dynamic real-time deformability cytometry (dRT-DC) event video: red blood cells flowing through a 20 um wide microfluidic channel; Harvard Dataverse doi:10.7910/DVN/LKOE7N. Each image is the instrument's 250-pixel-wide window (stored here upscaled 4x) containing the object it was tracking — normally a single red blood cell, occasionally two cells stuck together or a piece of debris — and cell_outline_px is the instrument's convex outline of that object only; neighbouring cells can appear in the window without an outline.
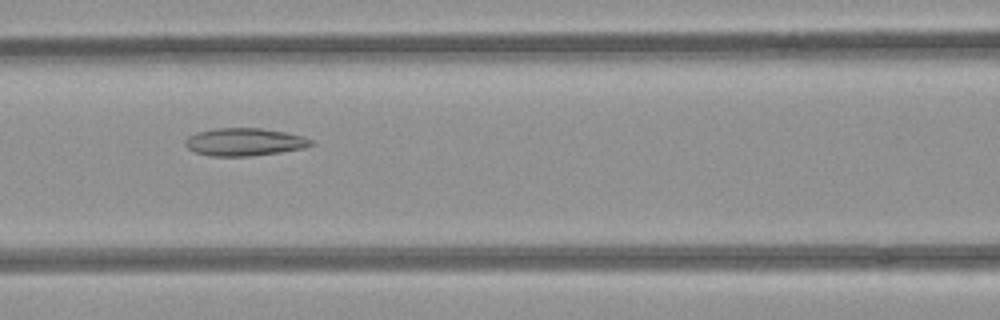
{"species": "common noctule bat (a hibernating species)", "species_latin": "Nyctalus noctula", "temperature_condition": "room temperature", "stored_images_in_passage": 42, "camera_frame_rate_fps": 3000, "um_per_image_px": 0.085, "animal": {"sex": "female", "body_mass_g": 21.9}, "frame": {"image": 1, "passage_image": 19, "time_ms": 6.0, "image_size_px": [1000, 320], "cell_outline_px": [[316, 144], [304, 148], [280, 152], [248, 156], [208, 156], [196, 152], [188, 148], [184, 144], [184, 140], [188, 136], [196, 132], [216, 128], [260, 128], [284, 132], [304, 136], [312, 140]], "centroid_in_image_um": [20.77, 12.06], "position_along_channel_um": 145.8, "area_um2": 20.4}}
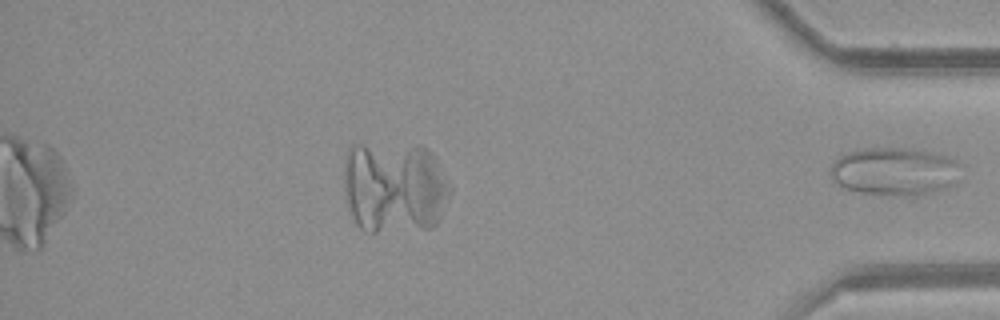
{"frame": {"image": 2, "passage_image": 42, "time_ms": 13.667, "image_size_px": [1000, 320], "cell_outline_px": [[960, 164], [948, 184], [944, 188], [932, 192], [912, 196], [888, 196], [860, 192], [848, 188], [832, 180], [828, 168], [840, 156], [848, 152], [868, 148], [900, 148], [928, 152], [944, 156], [956, 160]], "centroid_in_image_um": [75.92, 14.58], "position_along_channel_um": 359.3, "area_um2": 35.6}}